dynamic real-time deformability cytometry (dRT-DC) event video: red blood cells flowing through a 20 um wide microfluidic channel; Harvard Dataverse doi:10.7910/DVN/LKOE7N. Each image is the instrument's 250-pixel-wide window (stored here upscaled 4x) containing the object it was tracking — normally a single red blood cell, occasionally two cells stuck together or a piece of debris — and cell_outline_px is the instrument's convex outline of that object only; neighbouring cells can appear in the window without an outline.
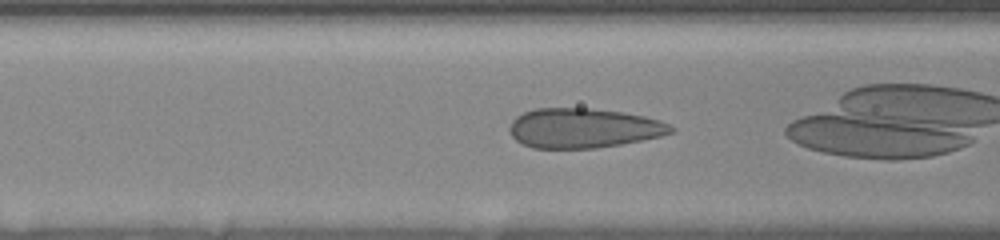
{"species": "human", "species_latin": "Homo sapiens", "temperature_condition": "room temperature", "stored_images_in_passage": 27, "camera_frame_rate_fps": 3000, "um_per_image_px": 0.085, "donor": {"sex": "female"}, "frame": {"image": 1, "passage_image": 5, "time_ms": 1.333, "image_size_px": [1000, 240], "cell_outline_px": [[676, 128], [672, 132], [660, 136], [620, 144], [596, 148], [532, 148], [516, 140], [512, 136], [508, 128], [512, 120], [516, 116], [524, 112], [536, 108], [592, 108], [624, 112], [644, 116], [660, 120]], "centroid_in_image_um": [49.57, 10.88], "position_along_channel_um": 117.0, "area_um2": 37.34}}
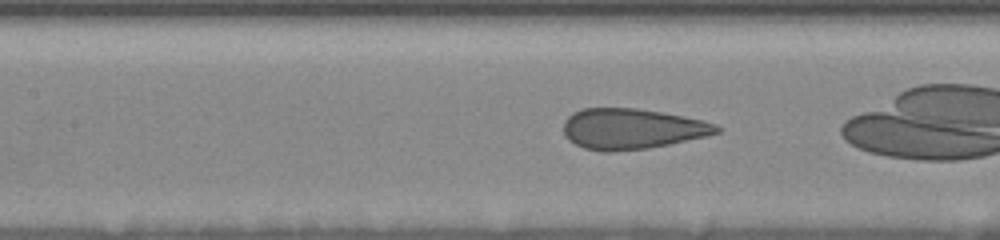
{"frame": {"image": 2, "passage_image": 8, "time_ms": 2.333, "image_size_px": [1000, 240], "cell_outline_px": [[724, 128], [720, 132], [704, 136], [668, 144], [648, 148], [612, 152], [604, 152], [584, 148], [568, 140], [564, 136], [564, 120], [572, 112], [584, 108], [636, 108], [660, 112], [700, 120], [716, 124]], "centroid_in_image_um": [53.66, 10.95], "position_along_channel_um": 153.7, "area_um2": 36.07}}